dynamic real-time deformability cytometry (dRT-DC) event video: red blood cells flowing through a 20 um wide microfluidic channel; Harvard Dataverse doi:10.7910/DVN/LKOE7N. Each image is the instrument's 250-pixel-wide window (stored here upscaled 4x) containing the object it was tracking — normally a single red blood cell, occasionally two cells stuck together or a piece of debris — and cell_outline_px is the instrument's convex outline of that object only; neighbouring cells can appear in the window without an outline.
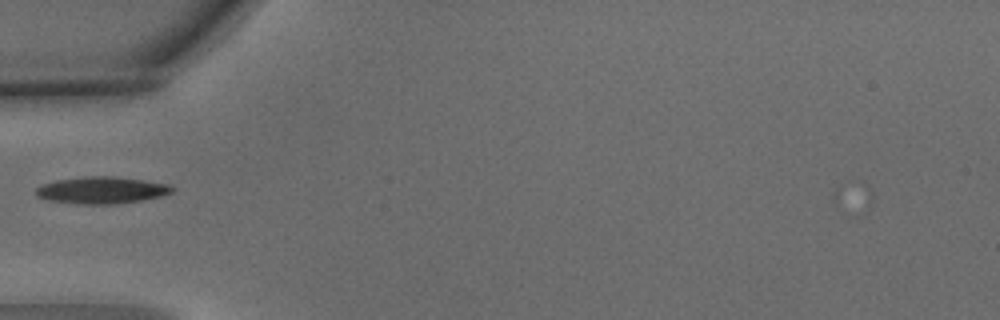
{"species": "common noctule bat (a hibernating species)", "species_latin": "Nyctalus noctula", "temperature_condition": "warm", "stored_images_in_passage": 2, "camera_frame_rate_fps": 3000, "um_per_image_px": 0.085, "animal": {"sex": "male", "body_mass_g": 15.6}, "frame": {"image": 1, "passage_image": 1, "time_ms": 0.0, "image_size_px": [1000, 320], "cell_outline_px": [[176, 188], [172, 192], [160, 196], [140, 200], [116, 204], [80, 204], [48, 200], [36, 196], [32, 192], [36, 188], [44, 184], [56, 180], [84, 176], [116, 176], [168, 184]], "centroid_in_image_um": [8.6, 16.16], "position_along_channel_um": 76.4, "area_um2": 21.39}}
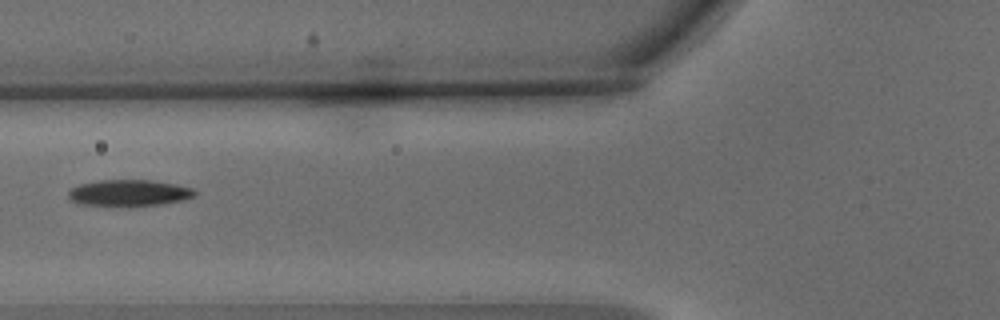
{"frame": {"image": 2, "passage_image": 2, "time_ms": 0.333, "image_size_px": [1000, 320], "cell_outline_px": [[196, 196], [184, 200], [164, 204], [128, 208], [80, 204], [68, 200], [68, 192], [72, 188], [80, 184], [96, 180], [152, 180], [176, 184], [192, 188], [196, 192]], "centroid_in_image_um": [10.96, 16.43], "position_along_channel_um": 114.8, "area_um2": 20.23}}